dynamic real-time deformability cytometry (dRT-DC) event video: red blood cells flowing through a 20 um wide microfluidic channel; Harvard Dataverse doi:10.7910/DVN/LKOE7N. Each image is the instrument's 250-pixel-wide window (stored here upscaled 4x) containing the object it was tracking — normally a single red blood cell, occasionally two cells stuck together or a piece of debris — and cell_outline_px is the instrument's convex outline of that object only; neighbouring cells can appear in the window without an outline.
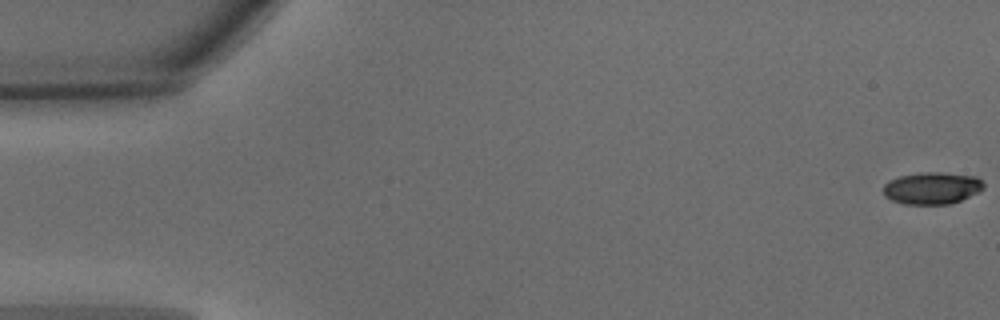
{"species": "common noctule bat (a hibernating species)", "species_latin": "Nyctalus noctula", "temperature_condition": "warm", "stored_images_in_passage": 51, "camera_frame_rate_fps": 3000, "um_per_image_px": 0.085, "animal": {"sex": "male", "body_mass_g": 15.6}, "frame": {"image": 1, "passage_image": 1, "time_ms": 0.0, "image_size_px": [1000, 320], "cell_outline_px": [[984, 188], [960, 200], [948, 204], [904, 204], [892, 200], [884, 196], [884, 184], [888, 180], [900, 176], [920, 172], [944, 172], [976, 176], [984, 184]], "centroid_in_image_um": [79.19, 15.97], "position_along_channel_um": 5.8, "area_um2": 18.67}}
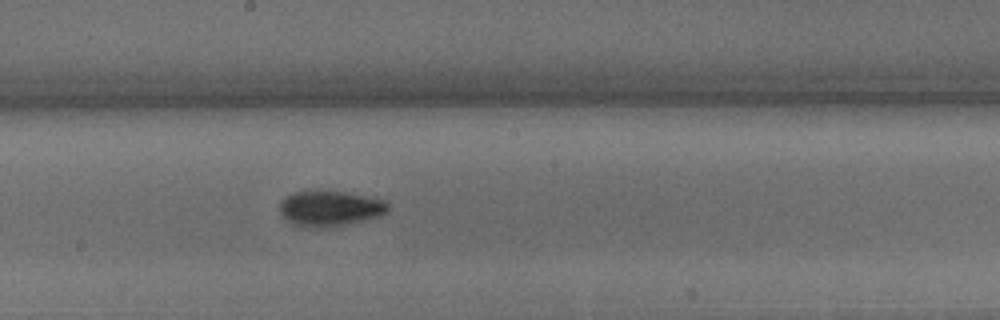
{"frame": {"image": 2, "passage_image": 28, "time_ms": 9.0, "image_size_px": [1000, 320], "cell_outline_px": [[388, 212], [380, 216], [340, 224], [296, 224], [288, 220], [280, 212], [280, 200], [292, 192], [312, 188], [344, 192], [384, 200], [388, 204]], "centroid_in_image_um": [28.03, 17.61], "position_along_channel_um": 220.2, "area_um2": 21.62}}
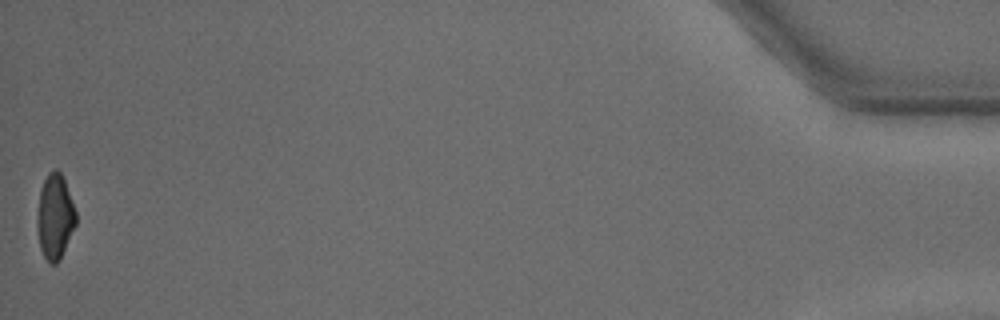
{"frame": {"image": 3, "passage_image": 51, "time_ms": 16.667, "image_size_px": [1000, 320], "cell_outline_px": [[76, 224], [60, 260], [56, 264], [52, 264], [44, 256], [40, 248], [36, 224], [36, 220], [40, 188], [48, 172], [56, 168], [60, 172], [64, 180], [76, 212]], "centroid_in_image_um": [4.65, 18.42], "position_along_channel_um": 430.5, "area_um2": 19.19}, "authors_computed_cell_mechanics": {"area_um2": 20.1144, "velocity_mm_per_s": 4.0196, "shape_relaxation_time_tau1_ms": 2.9786, "shape_relaxation_time_tau2_ms": 2.738, "deformation_change_tau1": 0.1381, "deformation_change_tau2": 0.081}}